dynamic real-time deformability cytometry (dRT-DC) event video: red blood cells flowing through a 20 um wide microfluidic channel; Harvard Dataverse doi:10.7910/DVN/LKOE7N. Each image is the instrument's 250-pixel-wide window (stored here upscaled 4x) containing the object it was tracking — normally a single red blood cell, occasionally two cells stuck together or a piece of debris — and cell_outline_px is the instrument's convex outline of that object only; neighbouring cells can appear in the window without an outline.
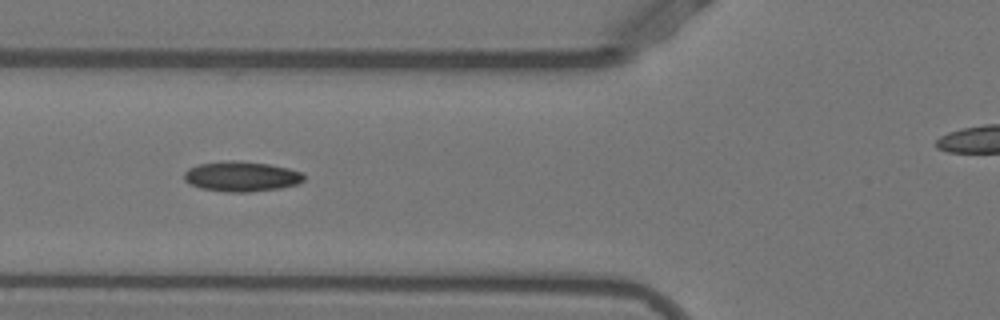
{"species": "Egyptian fruit bat (a non-hibernating species)", "species_latin": "Rousettus aegyptiacus", "temperature_condition": "warm", "stored_images_in_passage": 32, "camera_frame_rate_fps": 3000, "um_per_image_px": 0.085, "animal": {"sex": "female"}, "frame": {"image": 1, "passage_image": 5, "time_ms": 1.333, "image_size_px": [1000, 320], "cell_outline_px": [[304, 180], [296, 184], [280, 188], [248, 192], [228, 192], [200, 188], [184, 180], [184, 172], [188, 168], [200, 164], [228, 160], [236, 160], [268, 164], [288, 168], [304, 172]], "centroid_in_image_um": [20.53, 14.99], "position_along_channel_um": 105.3, "area_um2": 20.98}}
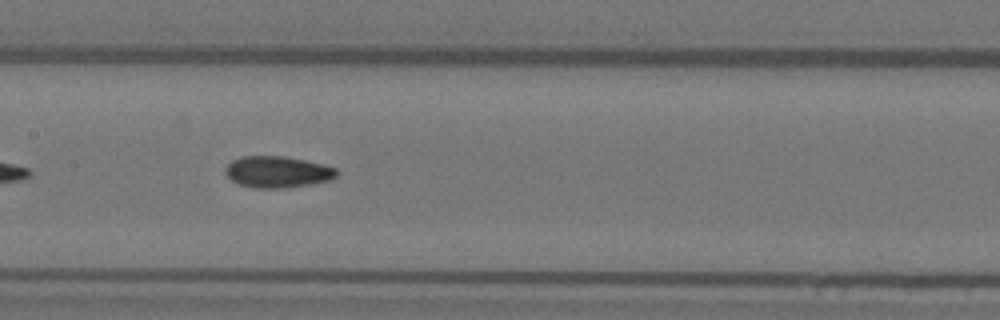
{"frame": {"image": 2, "passage_image": 11, "time_ms": 3.333, "image_size_px": [1000, 320], "cell_outline_px": [[336, 176], [332, 180], [288, 188], [256, 188], [240, 184], [232, 180], [224, 172], [224, 168], [232, 160], [240, 156], [284, 156], [324, 164], [336, 168]], "centroid_in_image_um": [23.58, 14.61], "position_along_channel_um": 183.8, "area_um2": 20.46}}
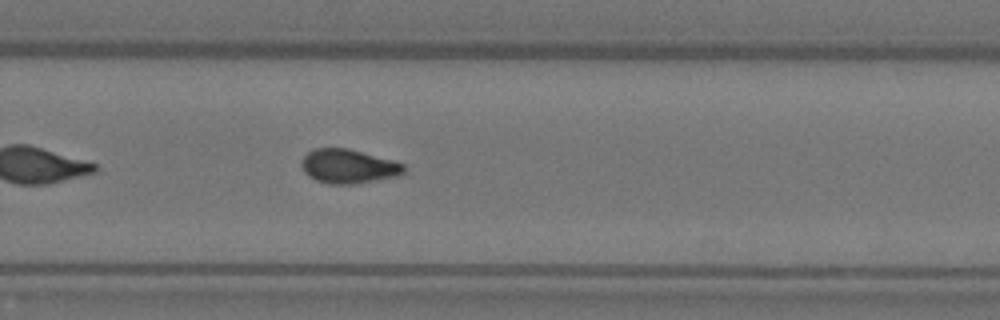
{"frame": {"image": 3, "passage_image": 20, "time_ms": 6.333, "image_size_px": [1000, 320], "cell_outline_px": [[404, 172], [400, 176], [352, 184], [328, 184], [316, 180], [308, 176], [304, 172], [300, 164], [300, 160], [308, 152], [316, 148], [348, 148], [392, 160], [404, 164]], "centroid_in_image_um": [29.59, 14.14], "position_along_channel_um": 300.2, "area_um2": 20.4}, "authors_computed_cell_mechanics": {"area_um2": 20.1144, "velocity_mm_per_s": 3.8965, "shape_relaxation_time_tau1_ms": 10.2195, "shape_relaxation_time_tau2_ms": 2.5237, "deformation_change_tau1": 0.2033, "deformation_change_tau2": 0.0767}}